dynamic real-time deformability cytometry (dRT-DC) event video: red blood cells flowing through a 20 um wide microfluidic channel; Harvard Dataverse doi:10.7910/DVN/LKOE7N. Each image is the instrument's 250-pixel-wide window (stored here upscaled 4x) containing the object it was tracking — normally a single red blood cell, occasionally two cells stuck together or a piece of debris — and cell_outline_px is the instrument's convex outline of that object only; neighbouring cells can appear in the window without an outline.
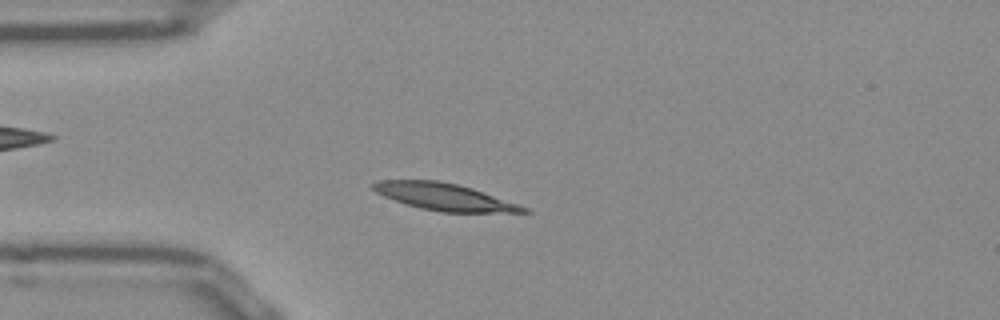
{"species": "Egyptian fruit bat (a non-hibernating species)", "species_latin": "Rousettus aegyptiacus", "temperature_condition": "room temperature", "stored_images_in_passage": 50, "camera_frame_rate_fps": 3000, "um_per_image_px": 0.085, "frame": {"image": 1, "passage_image": 11, "time_ms": 3.333, "image_size_px": [1000, 320], "cell_outline_px": [[532, 212], [440, 212], [420, 208], [384, 196], [376, 192], [372, 188], [372, 184], [380, 180], [436, 180], [456, 184], [472, 188], [520, 204], [528, 208]], "centroid_in_image_um": [37.8, 16.73], "position_along_channel_um": 47.2, "area_um2": 23.41}}
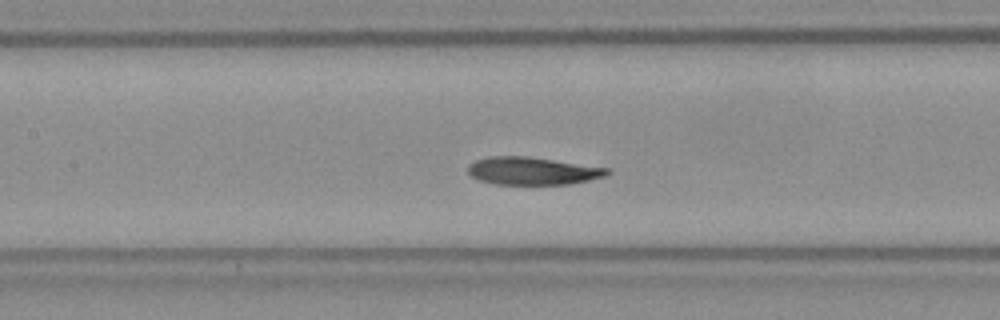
{"frame": {"image": 2, "passage_image": 21, "time_ms": 6.667, "image_size_px": [1000, 320], "cell_outline_px": [[612, 172], [608, 176], [568, 184], [496, 184], [480, 180], [472, 176], [468, 172], [468, 164], [476, 160], [488, 156], [524, 156], [608, 168]], "centroid_in_image_um": [45.26, 14.53], "position_along_channel_um": 162.1, "area_um2": 22.25}}
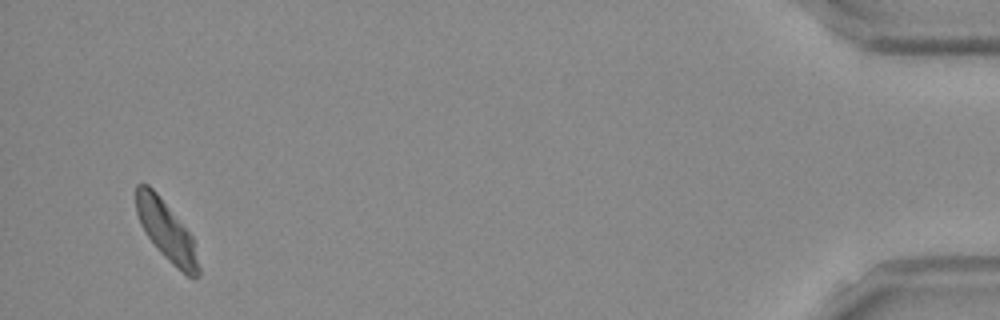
{"frame": {"image": 3, "passage_image": 48, "time_ms": 15.667, "image_size_px": [1000, 320], "cell_outline_px": [[200, 276], [188, 276], [176, 268], [156, 248], [140, 224], [136, 212], [136, 184], [148, 184], [156, 192], [192, 236], [200, 268]], "centroid_in_image_um": [14.13, 19.63], "position_along_channel_um": 421.1, "area_um2": 21.33}, "authors_computed_cell_mechanics": {"area_um2": 22.9177, "velocity_mm_per_s": 3.8178, "shape_relaxation_time_tau1_ms": 3.0751, "shape_relaxation_time_tau2_ms": 4.041, "deformation_change_tau1": 0.1335, "deformation_change_tau2": 0.0803}}